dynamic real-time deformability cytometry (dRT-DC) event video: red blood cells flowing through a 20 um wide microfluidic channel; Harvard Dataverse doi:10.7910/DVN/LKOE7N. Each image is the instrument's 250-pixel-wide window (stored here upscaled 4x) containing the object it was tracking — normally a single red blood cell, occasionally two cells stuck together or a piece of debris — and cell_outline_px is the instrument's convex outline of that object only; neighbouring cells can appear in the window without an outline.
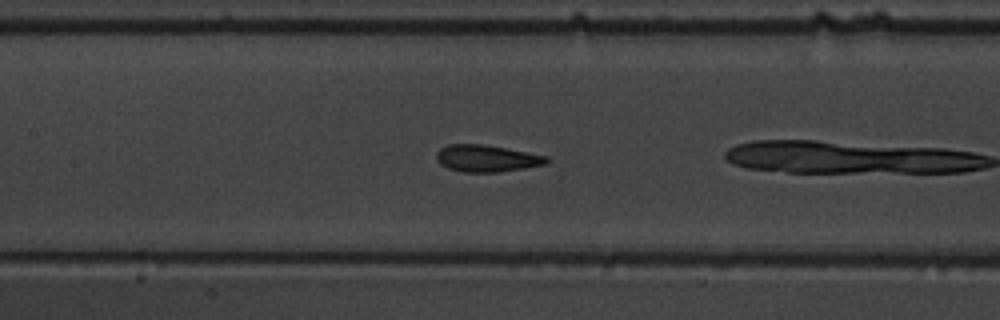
{"species": "common noctule bat (a hibernating species)", "species_latin": "Nyctalus noctula", "temperature_condition": "warm", "stored_images_in_passage": 26, "camera_frame_rate_fps": 3000, "um_per_image_px": 0.085, "animal": {"sex": "male", "body_mass_g": 19.5, "forearm_length_mm": 54.6}, "frame": {"image": 1, "passage_image": 22, "time_ms": 7.0, "image_size_px": [1000, 320], "cell_outline_px": [[552, 160], [544, 164], [524, 168], [500, 172], [464, 172], [448, 168], [440, 164], [436, 160], [436, 152], [440, 148], [448, 144], [480, 144], [504, 148], [548, 156]], "centroid_in_image_um": [41.35, 13.46], "position_along_channel_um": 166.1, "area_um2": 17.22}}